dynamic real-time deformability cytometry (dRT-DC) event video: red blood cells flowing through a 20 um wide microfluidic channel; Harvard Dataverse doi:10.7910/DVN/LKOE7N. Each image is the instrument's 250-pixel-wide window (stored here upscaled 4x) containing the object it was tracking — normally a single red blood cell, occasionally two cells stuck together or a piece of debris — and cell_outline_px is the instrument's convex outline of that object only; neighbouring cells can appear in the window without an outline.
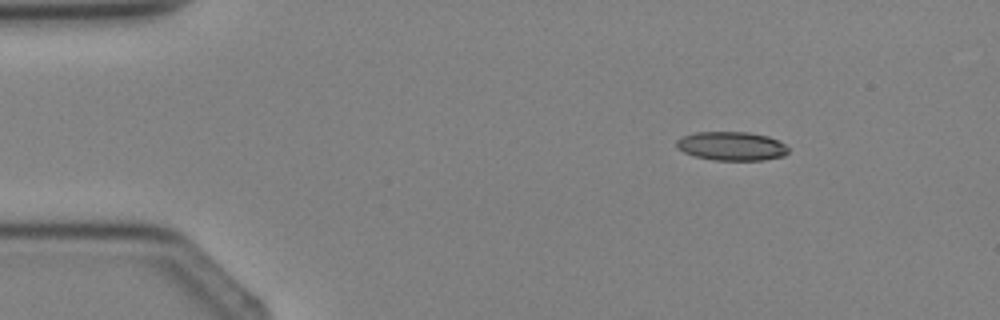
{"species": "Egyptian fruit bat (a non-hibernating species)", "species_latin": "Rousettus aegyptiacus", "temperature_condition": "cold", "stored_images_in_passage": 3, "camera_frame_rate_fps": 3000, "um_per_image_px": 0.085, "animal": {"sex": "female"}, "frame": {"image": 1, "passage_image": 1, "time_ms": 0.0, "image_size_px": [1000, 320], "cell_outline_px": [[788, 152], [784, 156], [764, 160], [712, 160], [696, 156], [684, 152], [676, 148], [676, 140], [680, 136], [696, 132], [748, 132], [768, 136], [784, 144], [788, 148]], "centroid_in_image_um": [62.15, 12.41], "position_along_channel_um": 22.8, "area_um2": 18.84}}
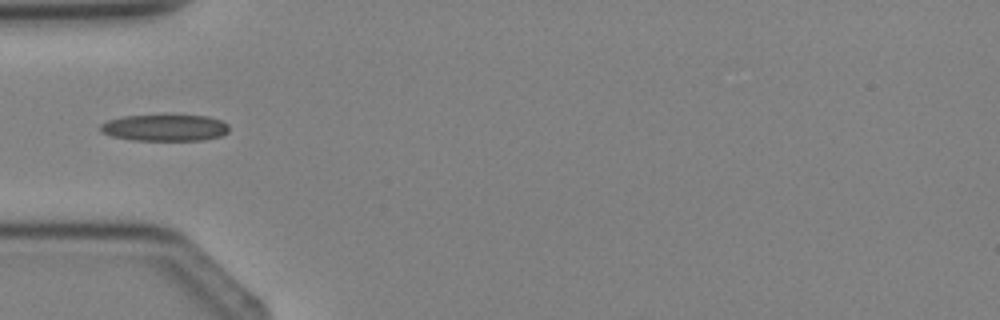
{"frame": {"image": 2, "passage_image": 3, "time_ms": 2.333, "image_size_px": [1000, 320], "cell_outline_px": [[228, 132], [220, 136], [200, 140], [132, 140], [112, 136], [100, 132], [100, 124], [108, 120], [124, 116], [208, 116], [220, 120], [228, 124]], "centroid_in_image_um": [13.99, 10.87], "position_along_channel_um": 71.0, "area_um2": 19.65}}